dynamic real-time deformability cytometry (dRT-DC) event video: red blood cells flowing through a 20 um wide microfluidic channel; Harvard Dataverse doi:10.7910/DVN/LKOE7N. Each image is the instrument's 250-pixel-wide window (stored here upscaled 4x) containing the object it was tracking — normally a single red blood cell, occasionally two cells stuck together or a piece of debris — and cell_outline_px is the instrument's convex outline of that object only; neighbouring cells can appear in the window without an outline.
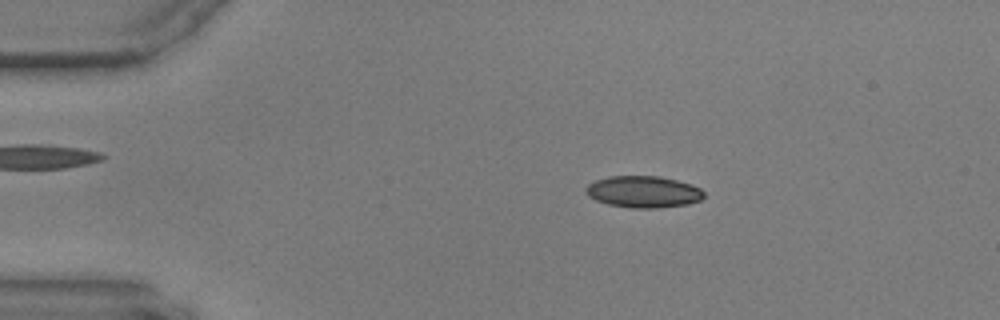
{"species": "common noctule bat (a hibernating species)", "species_latin": "Nyctalus noctula", "temperature_condition": "warm", "stored_images_in_passage": 57, "camera_frame_rate_fps": 3000, "um_per_image_px": 0.085, "animal": {"sex": "male", "body_mass_g": 17.9, "forearm_length_mm": 54.2}, "frame": {"image": 1, "passage_image": 10, "time_ms": 3.0, "image_size_px": [1000, 320], "cell_outline_px": [[704, 196], [700, 200], [688, 204], [656, 208], [632, 208], [608, 204], [596, 200], [588, 196], [584, 188], [588, 184], [596, 180], [608, 176], [660, 176], [692, 184], [700, 188], [704, 192]], "centroid_in_image_um": [54.68, 16.3], "position_along_channel_um": 30.3, "area_um2": 21.85}}
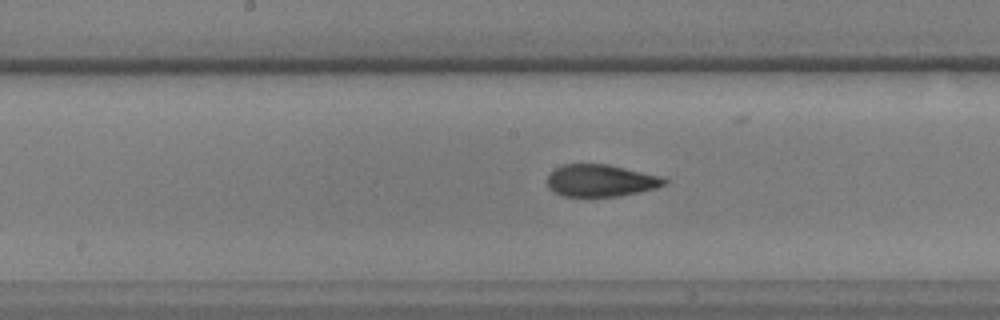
{"frame": {"image": 2, "passage_image": 29, "time_ms": 9.333, "image_size_px": [1000, 320], "cell_outline_px": [[668, 180], [664, 184], [656, 188], [620, 196], [564, 196], [552, 192], [548, 188], [548, 176], [556, 168], [564, 164], [608, 164], [668, 176]], "centroid_in_image_um": [51.13, 15.34], "position_along_channel_um": 197.1, "area_um2": 22.2}}
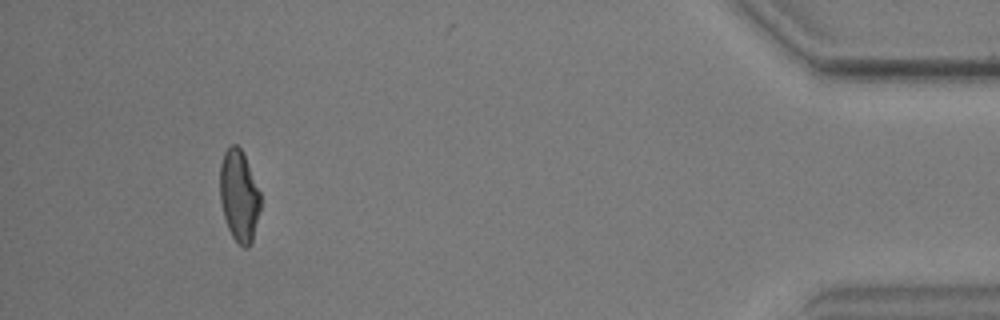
{"frame": {"image": 3, "passage_image": 53, "time_ms": 17.333, "image_size_px": [1000, 320], "cell_outline_px": [[260, 208], [252, 244], [248, 248], [244, 248], [232, 236], [228, 228], [224, 216], [220, 200], [220, 164], [224, 152], [232, 144], [236, 144], [244, 152], [260, 192]], "centroid_in_image_um": [20.33, 16.63], "position_along_channel_um": 414.9, "area_um2": 21.73}}